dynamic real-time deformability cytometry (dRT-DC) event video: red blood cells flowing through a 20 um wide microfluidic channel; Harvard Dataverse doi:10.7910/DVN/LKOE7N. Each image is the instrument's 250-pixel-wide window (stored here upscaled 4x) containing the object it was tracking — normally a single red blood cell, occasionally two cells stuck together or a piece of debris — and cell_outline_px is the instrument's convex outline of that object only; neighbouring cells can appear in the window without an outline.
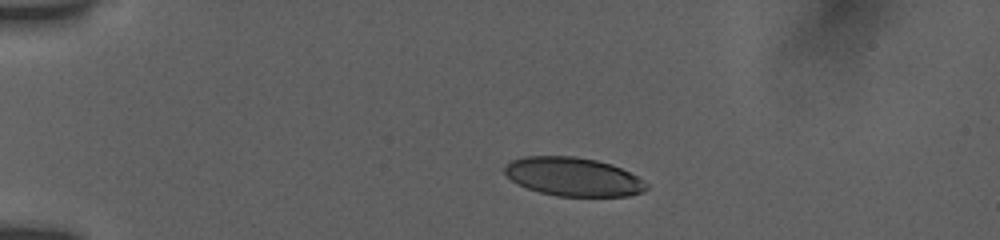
{"species": "human", "species_latin": "Homo sapiens", "temperature_condition": "room temperature", "stored_images_in_passage": 45, "camera_frame_rate_fps": 3000, "um_per_image_px": 0.085, "donor": {"sex": "female"}, "frame": {"image": 1, "passage_image": 1, "time_ms": 0.0, "image_size_px": [1000, 240], "cell_outline_px": [[648, 188], [644, 192], [628, 196], [556, 196], [540, 192], [528, 188], [512, 180], [504, 172], [504, 168], [512, 160], [524, 156], [576, 156], [596, 160], [612, 164], [636, 176], [648, 184]], "centroid_in_image_um": [48.75, 15.02], "position_along_channel_um": 36.3, "area_um2": 31.79}}
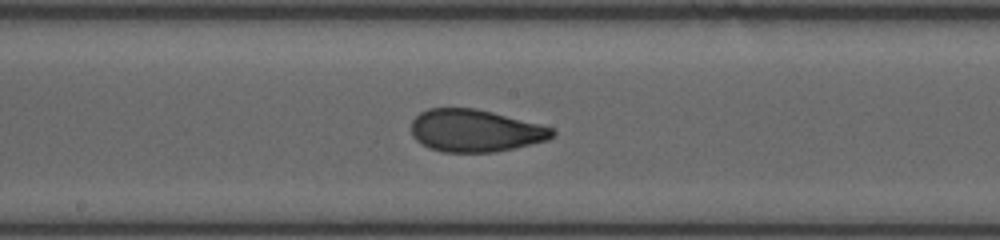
{"frame": {"image": 2, "passage_image": 21, "time_ms": 6.0, "image_size_px": [1000, 240], "cell_outline_px": [[556, 132], [548, 140], [516, 148], [496, 152], [444, 152], [428, 148], [420, 144], [412, 136], [412, 120], [420, 112], [428, 108], [476, 108], [540, 124], [552, 128]], "centroid_in_image_um": [40.37, 11.11], "position_along_channel_um": 207.8, "area_um2": 34.97}}
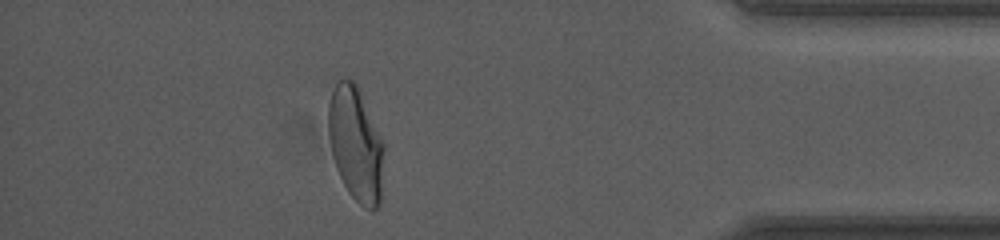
{"frame": {"image": 3, "passage_image": 39, "time_ms": 12.0, "image_size_px": [1000, 240], "cell_outline_px": [[384, 148], [380, 200], [376, 208], [372, 212], [364, 208], [348, 192], [336, 168], [328, 136], [328, 104], [332, 92], [336, 84], [340, 80], [352, 80], [356, 84], [360, 92], [384, 144]], "centroid_in_image_um": [30.23, 12.27], "position_along_channel_um": 405.0, "area_um2": 36.59}, "authors_computed_cell_mechanics": {"area_um2": 35.258, "velocity_mm_per_s": 3.8579, "shape_relaxation_time_tau1_ms": 4.7041, "shape_relaxation_time_tau2_ms": 0.8705, "deformation_change_tau1": 0.1719, "deformation_change_tau2": 0.0692}}